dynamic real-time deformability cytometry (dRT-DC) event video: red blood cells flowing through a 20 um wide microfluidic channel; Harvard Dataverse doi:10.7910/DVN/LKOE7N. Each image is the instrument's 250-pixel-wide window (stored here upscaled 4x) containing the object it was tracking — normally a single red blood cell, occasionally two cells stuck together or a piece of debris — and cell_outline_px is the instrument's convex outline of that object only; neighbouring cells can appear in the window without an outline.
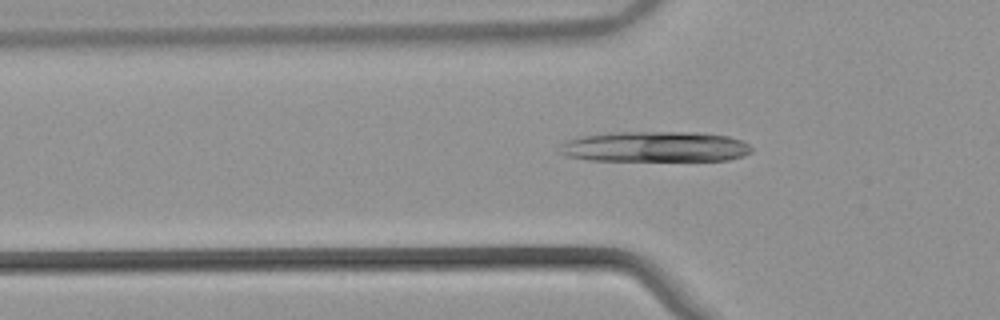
{"species": "common noctule bat (a hibernating species)", "species_latin": "Nyctalus noctula", "temperature_condition": "warm", "stored_images_in_passage": 50, "camera_frame_rate_fps": 3000, "um_per_image_px": 0.085, "animal": {"sex": "male", "body_mass_g": 21.5, "forearm_length_mm": 52.0}, "frame": {"image": 1, "passage_image": 15, "time_ms": 4.667, "image_size_px": [1000, 320], "cell_outline_px": [[752, 152], [744, 156], [728, 160], [588, 160], [568, 156], [556, 152], [560, 144], [564, 140], [580, 136], [612, 132], [696, 132], [728, 136], [740, 140], [748, 144], [752, 148]], "centroid_in_image_um": [55.63, 12.46], "position_along_channel_um": 70.2, "area_um2": 34.39}}
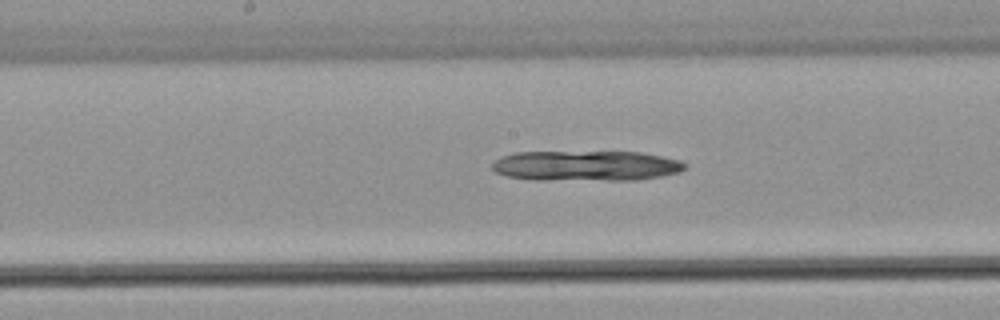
{"frame": {"image": 2, "passage_image": 25, "time_ms": 8.0, "image_size_px": [1000, 320], "cell_outline_px": [[688, 164], [680, 172], [660, 176], [636, 180], [536, 180], [508, 176], [492, 172], [492, 164], [500, 156], [516, 152], [640, 152], [680, 160]], "centroid_in_image_um": [49.79, 14.09], "position_along_channel_um": 198.4, "area_um2": 34.22}}
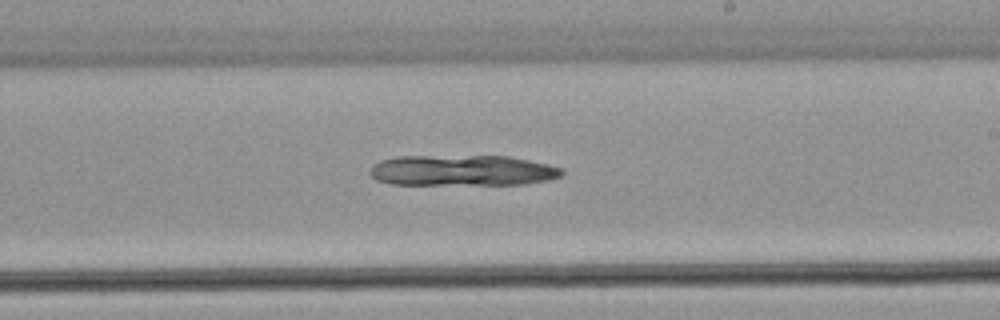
{"frame": {"image": 3, "passage_image": 29, "time_ms": 9.333, "image_size_px": [1000, 320], "cell_outline_px": [[564, 172], [560, 176], [548, 180], [524, 184], [392, 184], [376, 180], [368, 172], [380, 160], [396, 156], [508, 156], [548, 164], [564, 168]], "centroid_in_image_um": [39.31, 14.48], "position_along_channel_um": 249.7, "area_um2": 34.39}}